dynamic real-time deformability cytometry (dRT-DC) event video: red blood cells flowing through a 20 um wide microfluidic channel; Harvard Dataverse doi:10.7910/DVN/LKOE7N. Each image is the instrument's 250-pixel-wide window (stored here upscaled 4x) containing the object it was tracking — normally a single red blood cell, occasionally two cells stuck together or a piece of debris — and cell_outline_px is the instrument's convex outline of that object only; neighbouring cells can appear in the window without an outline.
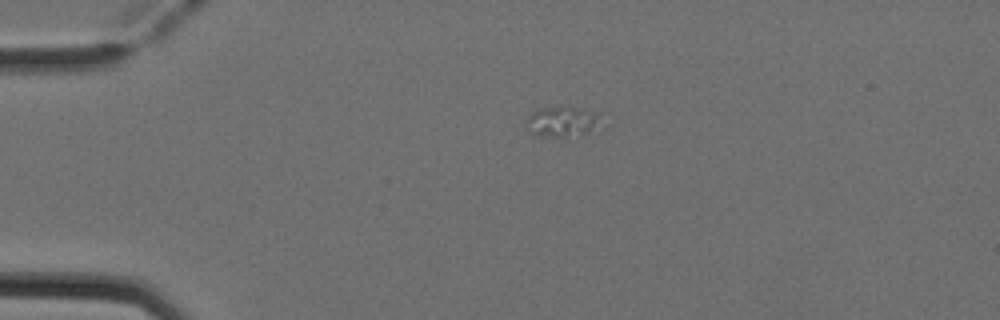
{"species": "Egyptian fruit bat (a non-hibernating species)", "species_latin": "Rousettus aegyptiacus", "temperature_condition": "cold", "stored_images_in_passage": 3, "camera_frame_rate_fps": 3000, "um_per_image_px": 0.085, "animal": {"sex": "female"}, "frame": {"image": 1, "passage_image": 3, "time_ms": 0.667, "image_size_px": [1000, 320], "cell_outline_px": [[600, 112], [596, 128], [588, 132], [564, 140], [532, 136], [524, 124], [528, 116], [532, 112], [540, 108], [580, 108]], "centroid_in_image_um": [47.71, 10.42], "position_along_channel_um": 37.3, "area_um2": 13.76}}